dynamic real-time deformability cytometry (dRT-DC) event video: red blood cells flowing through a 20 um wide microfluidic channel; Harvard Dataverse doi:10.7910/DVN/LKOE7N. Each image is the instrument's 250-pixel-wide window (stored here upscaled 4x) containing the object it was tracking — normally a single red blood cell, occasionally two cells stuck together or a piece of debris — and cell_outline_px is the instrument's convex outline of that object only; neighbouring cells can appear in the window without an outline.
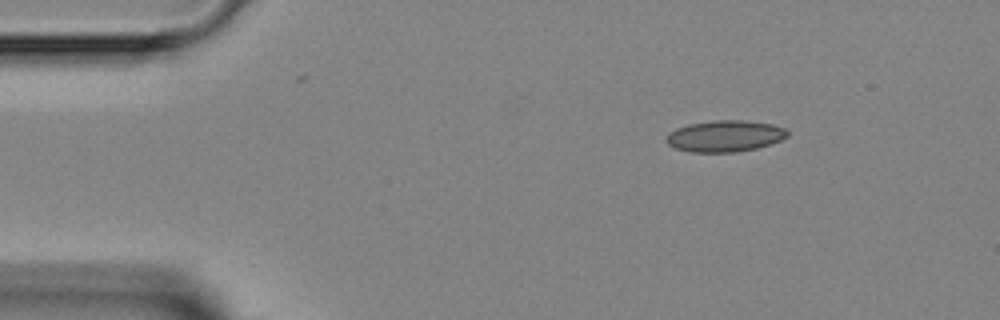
{"species": "Egyptian fruit bat (a non-hibernating species)", "species_latin": "Rousettus aegyptiacus", "temperature_condition": "room temperature", "stored_images_in_passage": 5, "segment_of_instrument_passage": [2, 2], "camera_frame_rate_fps": 3000, "um_per_image_px": 0.085, "animal": {"sex": "female"}, "frame": {"image": 1, "passage_image": 5, "time_ms": 4.667, "image_size_px": [1000, 320], "cell_outline_px": [[788, 136], [772, 144], [756, 148], [736, 152], [688, 152], [676, 148], [668, 144], [664, 140], [664, 136], [668, 132], [676, 128], [688, 124], [712, 120], [744, 120], [772, 124], [784, 128], [788, 132]], "centroid_in_image_um": [61.57, 11.56], "position_along_channel_um": 23.4, "area_um2": 22.43}}